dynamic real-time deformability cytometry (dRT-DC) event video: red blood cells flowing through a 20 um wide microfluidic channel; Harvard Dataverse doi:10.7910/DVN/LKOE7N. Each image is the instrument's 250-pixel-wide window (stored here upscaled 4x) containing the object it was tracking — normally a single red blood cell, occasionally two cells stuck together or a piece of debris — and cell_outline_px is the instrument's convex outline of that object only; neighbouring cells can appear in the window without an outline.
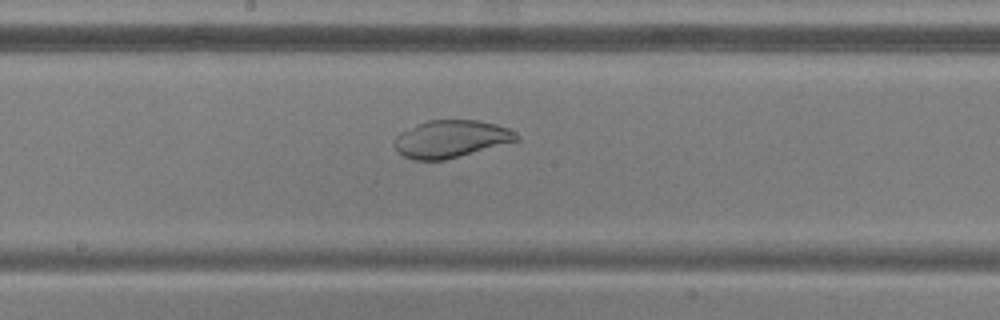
{"species": "common noctule bat (a hibernating species)", "species_latin": "Nyctalus noctula", "temperature_condition": "warm", "stored_images_in_passage": 51, "camera_frame_rate_fps": 3000, "um_per_image_px": 0.085, "animal": {"sex": "male", "body_mass_g": 20.5, "forearm_length_mm": 52.5}, "frame": {"image": 1, "passage_image": 26, "time_ms": 8.333, "image_size_px": [1000, 320], "cell_outline_px": [[520, 140], [444, 160], [416, 160], [404, 156], [392, 144], [396, 136], [400, 132], [428, 120], [480, 120], [496, 124], [508, 128], [516, 132], [520, 136]], "centroid_in_image_um": [38.35, 11.8], "position_along_channel_um": 209.8, "area_um2": 26.53}}
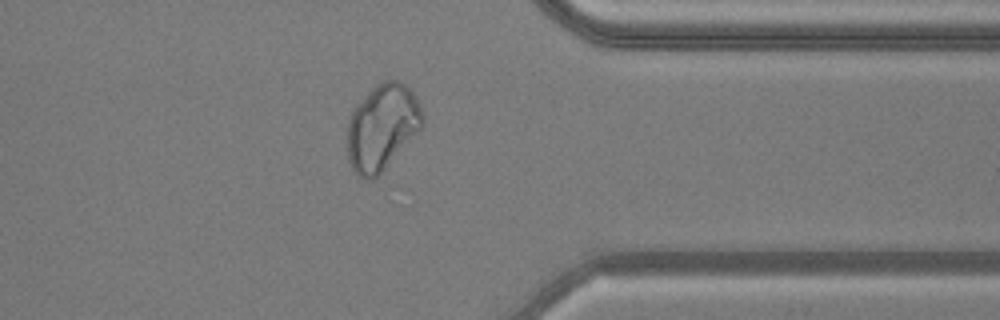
{"frame": {"image": 2, "passage_image": 40, "time_ms": 13.0, "image_size_px": [1000, 320], "cell_outline_px": [[424, 120], [420, 128], [384, 168], [372, 180], [364, 180], [356, 176], [352, 168], [348, 156], [348, 120], [356, 104], [376, 84], [384, 80], [396, 80], [404, 84], [416, 96], [424, 112]], "centroid_in_image_um": [32.46, 10.79], "position_along_channel_um": 378.9, "area_um2": 37.22}}
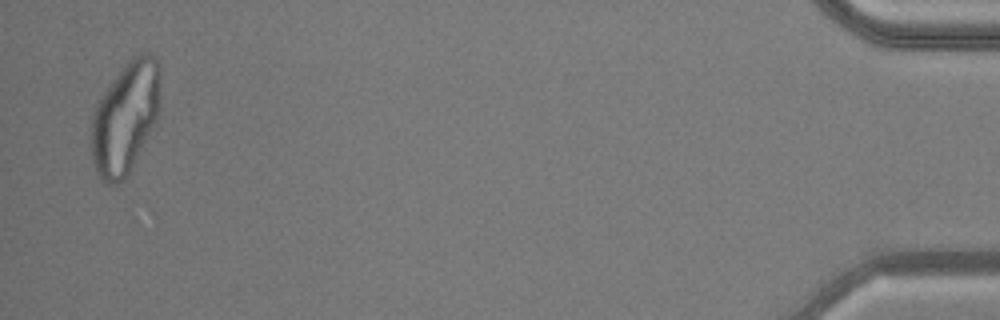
{"frame": {"image": 3, "passage_image": 50, "time_ms": 16.333, "image_size_px": [1000, 320], "cell_outline_px": [[160, 76], [156, 120], [128, 176], [124, 180], [116, 184], [108, 184], [96, 172], [92, 160], [92, 112], [96, 104], [124, 64], [132, 56], [140, 52], [144, 52], [156, 56], [160, 68]], "centroid_in_image_um": [10.65, 9.99], "position_along_channel_um": 424.6, "area_um2": 44.62}}